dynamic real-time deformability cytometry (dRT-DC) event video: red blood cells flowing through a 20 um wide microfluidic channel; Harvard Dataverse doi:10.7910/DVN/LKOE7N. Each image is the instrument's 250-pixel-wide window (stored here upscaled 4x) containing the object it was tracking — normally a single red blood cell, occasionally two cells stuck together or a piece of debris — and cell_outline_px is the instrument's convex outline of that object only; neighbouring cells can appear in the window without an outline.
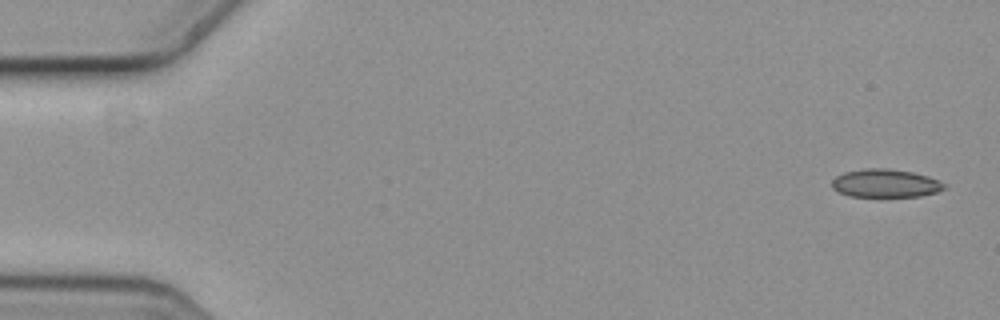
{"species": "common noctule bat (a hibernating species)", "species_latin": "Nyctalus noctula", "temperature_condition": "cold", "stored_images_in_passage": 7, "camera_frame_rate_fps": 3000, "um_per_image_px": 0.085, "animal": {"sex": "female", "body_mass_g": 19.3, "forearm_length_mm": 54.1}, "frame": {"image": 1, "passage_image": 1, "time_ms": 0.0, "image_size_px": [1000, 320], "cell_outline_px": [[944, 188], [936, 192], [920, 196], [852, 196], [840, 192], [832, 188], [832, 180], [836, 176], [844, 172], [864, 168], [888, 168], [912, 172], [928, 176], [944, 184]], "centroid_in_image_um": [75.22, 15.56], "position_along_channel_um": 9.8, "area_um2": 18.21}}
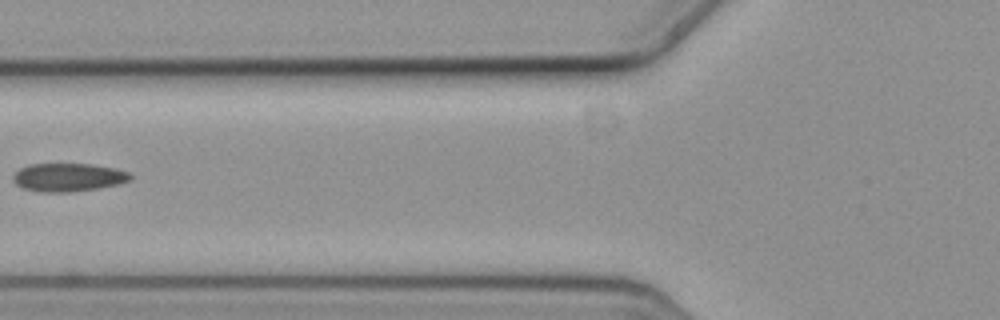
{"frame": {"image": 2, "passage_image": 6, "time_ms": 1.667, "image_size_px": [1000, 320], "cell_outline_px": [[132, 180], [116, 184], [96, 188], [68, 192], [40, 192], [24, 188], [16, 184], [12, 180], [12, 176], [20, 168], [28, 164], [92, 164], [112, 168], [128, 172], [132, 176]], "centroid_in_image_um": [5.76, 15.07], "position_along_channel_um": 120.0, "area_um2": 19.13}}
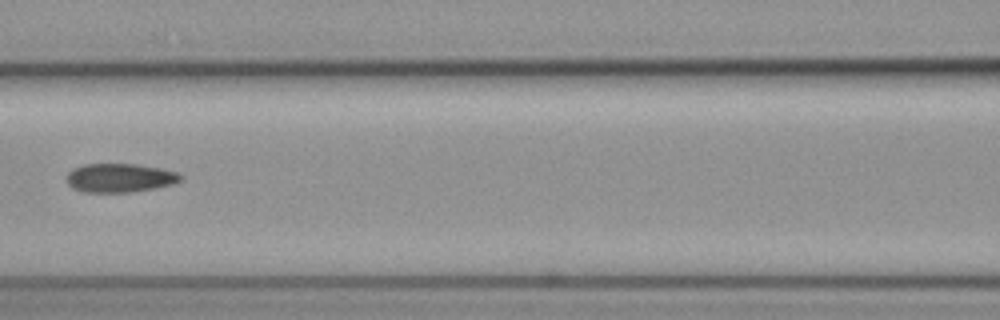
{"frame": {"image": 3, "passage_image": 7, "time_ms": 2.0, "image_size_px": [1000, 320], "cell_outline_px": [[184, 176], [180, 180], [172, 184], [132, 192], [80, 192], [72, 188], [68, 184], [68, 172], [72, 168], [84, 164], [136, 164], [160, 168], [176, 172]], "centroid_in_image_um": [10.15, 15.12], "position_along_channel_um": 156.4, "area_um2": 19.07}}